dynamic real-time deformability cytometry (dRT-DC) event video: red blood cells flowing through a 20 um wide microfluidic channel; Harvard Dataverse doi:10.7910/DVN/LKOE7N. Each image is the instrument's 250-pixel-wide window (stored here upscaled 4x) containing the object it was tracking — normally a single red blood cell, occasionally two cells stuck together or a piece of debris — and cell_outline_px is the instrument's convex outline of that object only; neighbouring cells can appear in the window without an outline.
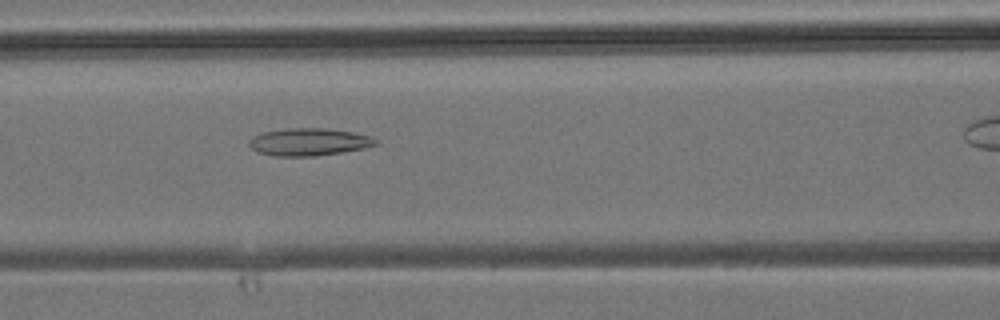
{"species": "common noctule bat (a hibernating species)", "species_latin": "Nyctalus noctula", "temperature_condition": "room temperature", "stored_images_in_passage": 30, "camera_frame_rate_fps": 3000, "um_per_image_px": 0.085, "animal": {"sex": "male", "body_mass_g": 19.2, "forearm_length_mm": 51.8}, "frame": {"image": 1, "passage_image": 14, "time_ms": 4.333, "image_size_px": [1000, 320], "cell_outline_px": [[376, 144], [364, 148], [316, 156], [276, 156], [256, 152], [248, 144], [248, 140], [252, 136], [264, 132], [284, 128], [328, 128], [352, 132], [372, 136], [376, 140]], "centroid_in_image_um": [26.21, 12.06], "position_along_channel_um": 140.4, "area_um2": 20.29}}
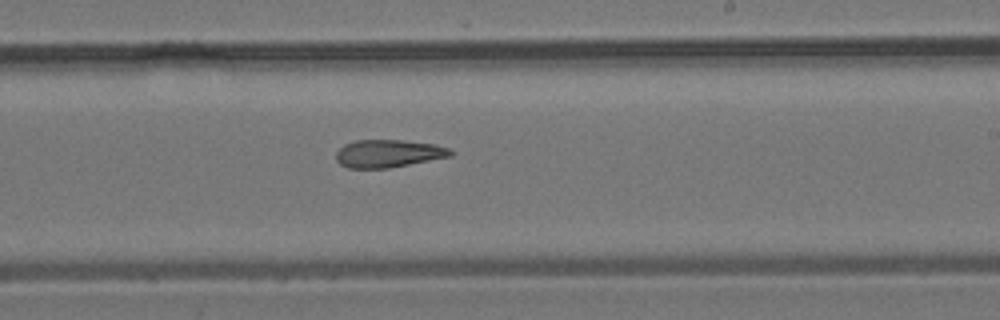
{"frame": {"image": 2, "passage_image": 21, "time_ms": 6.667, "image_size_px": [1000, 320], "cell_outline_px": [[456, 152], [452, 156], [388, 168], [348, 168], [340, 164], [336, 160], [336, 152], [344, 144], [356, 140], [404, 140], [436, 144], [448, 148]], "centroid_in_image_um": [33.02, 13.04], "position_along_channel_um": 256.0, "area_um2": 18.61}}
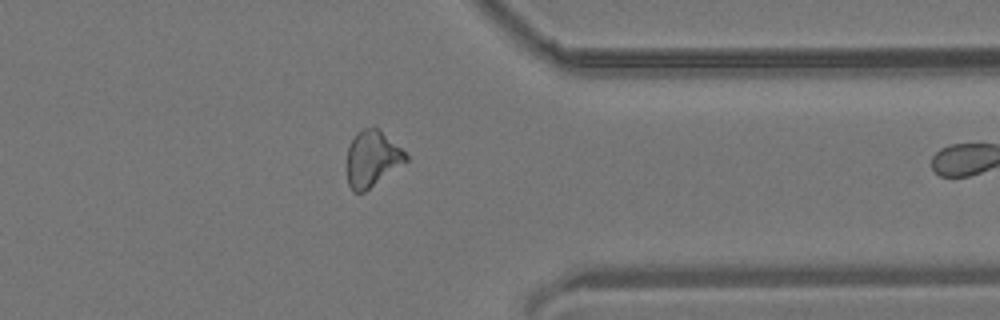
{"frame": {"image": 3, "passage_image": 29, "time_ms": 9.333, "image_size_px": [1000, 320], "cell_outline_px": [[408, 160], [364, 192], [352, 192], [348, 184], [348, 148], [356, 132], [364, 128], [376, 128], [400, 148], [408, 156]], "centroid_in_image_um": [31.61, 13.51], "position_along_channel_um": 379.8, "area_um2": 18.61}}